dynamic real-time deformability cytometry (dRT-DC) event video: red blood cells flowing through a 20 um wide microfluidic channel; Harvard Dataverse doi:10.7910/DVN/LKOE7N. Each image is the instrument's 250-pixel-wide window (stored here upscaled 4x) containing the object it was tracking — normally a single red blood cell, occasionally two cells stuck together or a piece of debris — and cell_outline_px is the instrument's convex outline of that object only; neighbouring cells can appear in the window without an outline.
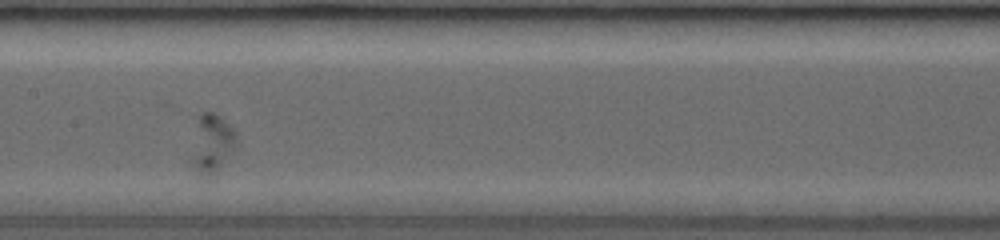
{"species": "common noctule bat (a hibernating species)", "species_latin": "Nyctalus noctula", "temperature_condition": "room temperature", "stored_images_in_passage": 20, "camera_frame_rate_fps": 3000, "um_per_image_px": 0.085, "animal": {"sex": "female", "body_mass_g": 19.0, "forearm_length_mm": 53.3}, "frame": {"image": 1, "passage_image": 13, "time_ms": 4.0, "image_size_px": [1000, 240], "cell_outline_px": [[236, 136], [232, 148], [216, 172], [200, 172], [188, 160], [196, 116], [200, 112], [212, 112], [220, 116], [232, 128]], "centroid_in_image_um": [17.89, 12.08], "position_along_channel_um": 189.5, "area_um2": 14.91}}